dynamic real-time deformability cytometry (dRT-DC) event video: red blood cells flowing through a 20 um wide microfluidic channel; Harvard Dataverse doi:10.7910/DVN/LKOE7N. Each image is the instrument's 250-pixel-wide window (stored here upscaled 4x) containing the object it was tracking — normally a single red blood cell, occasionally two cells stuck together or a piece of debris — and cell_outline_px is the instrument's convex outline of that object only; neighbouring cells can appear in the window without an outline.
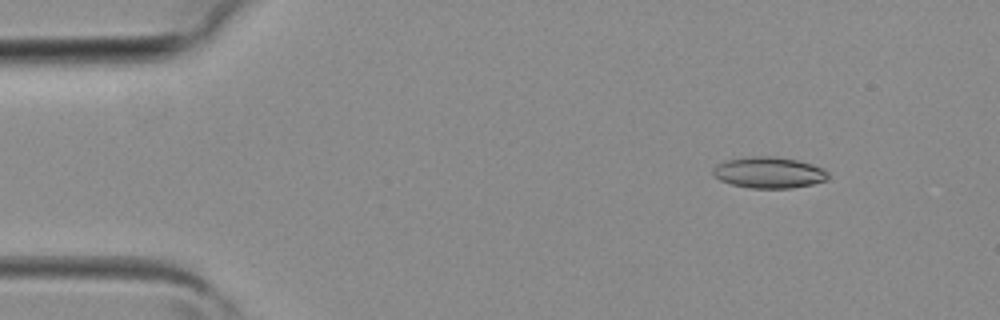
{"species": "common noctule bat (a hibernating species)", "species_latin": "Nyctalus noctula", "temperature_condition": "room temperature", "stored_images_in_passage": 3, "camera_frame_rate_fps": 3000, "um_per_image_px": 0.085, "animal": {"sex": "female", "body_mass_g": 19.3, "forearm_length_mm": 54.1}, "frame": {"image": 1, "passage_image": 1, "time_ms": 0.0, "image_size_px": [1000, 320], "cell_outline_px": [[828, 180], [812, 184], [792, 188], [752, 188], [732, 184], [720, 180], [712, 172], [712, 168], [716, 164], [724, 160], [748, 156], [776, 156], [796, 160], [812, 164], [828, 172]], "centroid_in_image_um": [65.33, 14.65], "position_along_channel_um": 19.7, "area_um2": 20.98}}
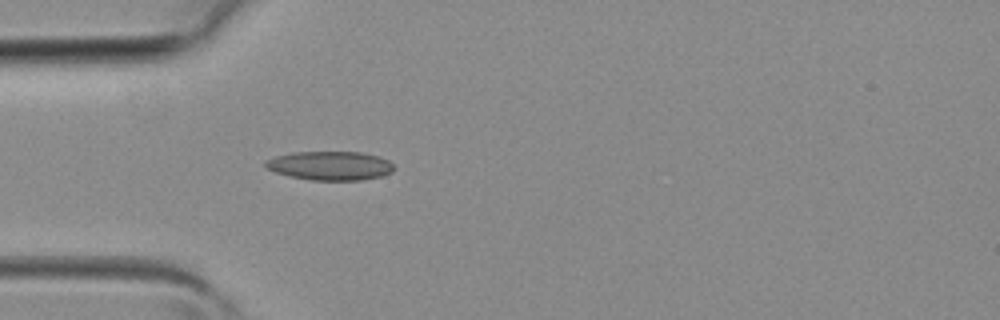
{"frame": {"image": 2, "passage_image": 3, "time_ms": 0.667, "image_size_px": [1000, 320], "cell_outline_px": [[392, 172], [380, 176], [360, 180], [312, 180], [288, 176], [276, 172], [268, 168], [264, 164], [264, 160], [276, 156], [292, 152], [360, 152], [380, 156], [388, 160], [392, 164]], "centroid_in_image_um": [28.04, 14.08], "position_along_channel_um": 57.0, "area_um2": 21.56}}